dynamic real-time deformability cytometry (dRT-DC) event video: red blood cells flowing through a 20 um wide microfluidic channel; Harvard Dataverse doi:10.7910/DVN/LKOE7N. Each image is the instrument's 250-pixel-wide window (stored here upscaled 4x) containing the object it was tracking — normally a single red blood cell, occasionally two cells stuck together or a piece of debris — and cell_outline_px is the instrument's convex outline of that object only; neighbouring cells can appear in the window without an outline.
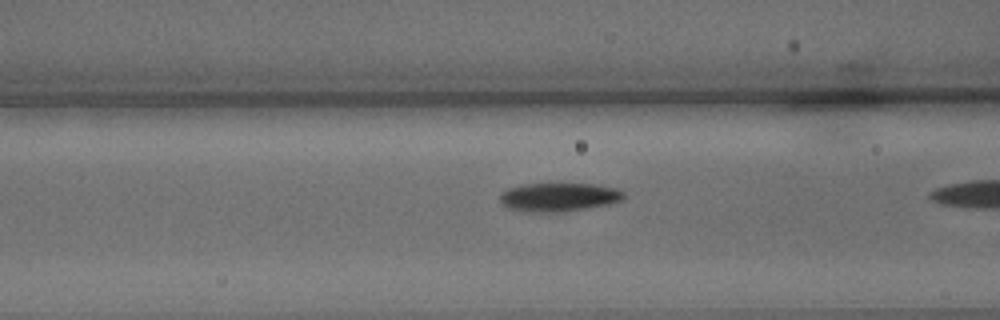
{"species": "common noctule bat (a hibernating species)", "species_latin": "Nyctalus noctula", "temperature_condition": "warm", "stored_images_in_passage": 14, "camera_frame_rate_fps": 3000, "um_per_image_px": 0.085, "animal": {"sex": "male", "body_mass_g": 15.6}, "frame": {"image": 1, "passage_image": 10, "time_ms": 3.0, "image_size_px": [1000, 320], "cell_outline_px": [[628, 196], [624, 200], [608, 204], [588, 208], [564, 212], [532, 212], [508, 208], [500, 204], [500, 192], [508, 188], [524, 184], [592, 184], [616, 188], [624, 192]], "centroid_in_image_um": [47.51, 16.76], "position_along_channel_um": 119.1, "area_um2": 20.87}}